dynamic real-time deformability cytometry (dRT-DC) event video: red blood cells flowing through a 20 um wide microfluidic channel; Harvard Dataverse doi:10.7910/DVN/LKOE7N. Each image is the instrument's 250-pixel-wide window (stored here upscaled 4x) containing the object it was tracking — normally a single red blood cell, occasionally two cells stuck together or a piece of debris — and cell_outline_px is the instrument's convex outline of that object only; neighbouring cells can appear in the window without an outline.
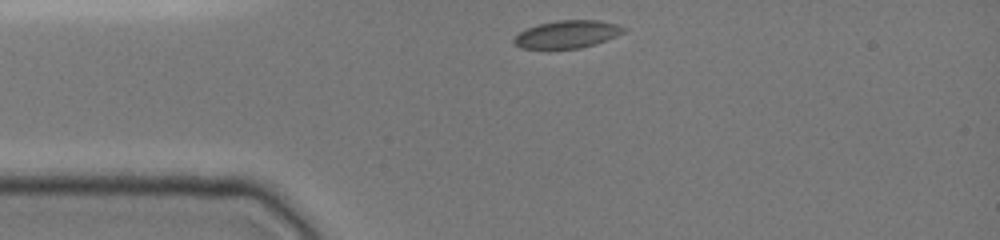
{"species": "common noctule bat (a hibernating species)", "species_latin": "Nyctalus noctula", "temperature_condition": "cold", "stored_images_in_passage": 31, "camera_frame_rate_fps": 3000, "um_per_image_px": 0.085, "animal": {"sex": "female", "body_mass_g": 19.0, "forearm_length_mm": 51.5}, "frame": {"image": 1, "passage_image": 1, "time_ms": 0.0, "image_size_px": [1000, 240], "cell_outline_px": [[628, 28], [624, 32], [616, 36], [580, 48], [548, 52], [520, 48], [512, 40], [520, 32], [528, 28], [540, 24], [556, 20], [600, 20], [616, 24]], "centroid_in_image_um": [48.16, 2.96], "position_along_channel_um": 36.8, "area_um2": 18.21}}
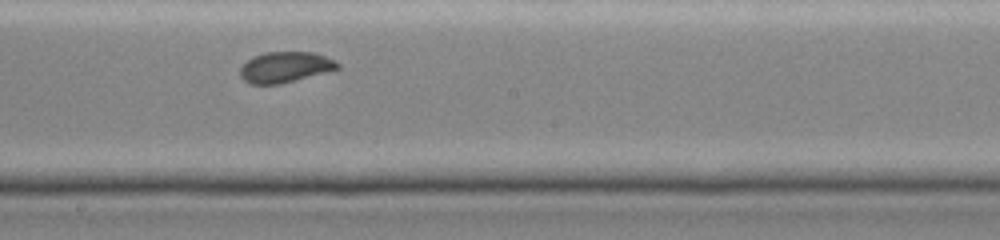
{"frame": {"image": 2, "passage_image": 17, "time_ms": 5.333, "image_size_px": [1000, 240], "cell_outline_px": [[340, 68], [280, 84], [252, 84], [244, 80], [240, 76], [240, 68], [252, 56], [264, 52], [312, 52], [324, 56], [340, 64]], "centroid_in_image_um": [24.2, 5.7], "position_along_channel_um": 224.0, "area_um2": 17.22}}
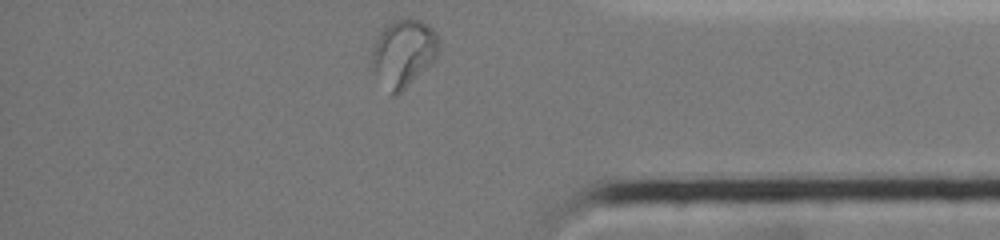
{"frame": {"image": 3, "passage_image": 31, "time_ms": 10.0, "image_size_px": [1000, 240], "cell_outline_px": [[440, 48], [436, 56], [396, 96], [392, 96], [376, 76], [372, 68], [372, 48], [384, 24], [392, 20], [408, 16], [420, 20], [428, 24], [436, 32], [440, 40]], "centroid_in_image_um": [34.28, 4.43], "position_along_channel_um": 400.9, "area_um2": 26.3}}